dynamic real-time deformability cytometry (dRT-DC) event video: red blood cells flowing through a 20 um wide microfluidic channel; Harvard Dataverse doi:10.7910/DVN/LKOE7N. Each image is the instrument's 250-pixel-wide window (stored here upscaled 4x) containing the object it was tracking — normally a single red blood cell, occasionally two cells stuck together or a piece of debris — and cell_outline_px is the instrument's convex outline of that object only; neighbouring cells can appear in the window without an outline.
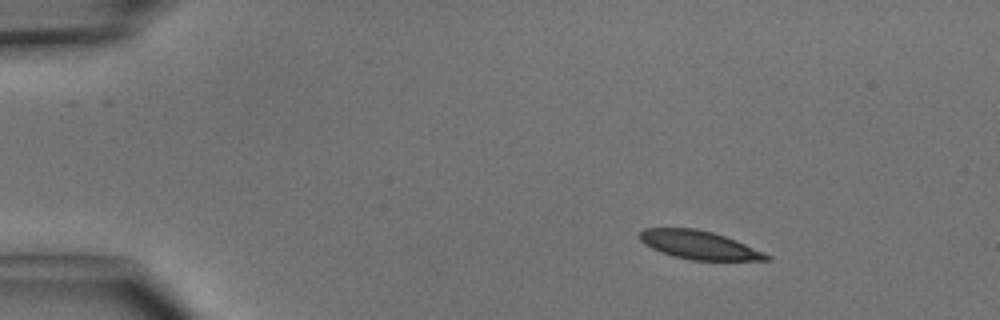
{"species": "common noctule bat (a hibernating species)", "species_latin": "Nyctalus noctula", "temperature_condition": "cold", "stored_images_in_passage": 3, "camera_frame_rate_fps": 3000, "um_per_image_px": 0.085, "animal": {"sex": "male", "body_mass_g": 15.6}, "frame": {"image": 1, "passage_image": 1, "time_ms": 0.0, "image_size_px": [1000, 320], "cell_outline_px": [[772, 260], [692, 260], [672, 256], [660, 252], [644, 244], [640, 240], [640, 232], [644, 228], [696, 228], [712, 232], [736, 240], [764, 252], [772, 256]], "centroid_in_image_um": [59.42, 20.83], "position_along_channel_um": 25.6, "area_um2": 20.98}}